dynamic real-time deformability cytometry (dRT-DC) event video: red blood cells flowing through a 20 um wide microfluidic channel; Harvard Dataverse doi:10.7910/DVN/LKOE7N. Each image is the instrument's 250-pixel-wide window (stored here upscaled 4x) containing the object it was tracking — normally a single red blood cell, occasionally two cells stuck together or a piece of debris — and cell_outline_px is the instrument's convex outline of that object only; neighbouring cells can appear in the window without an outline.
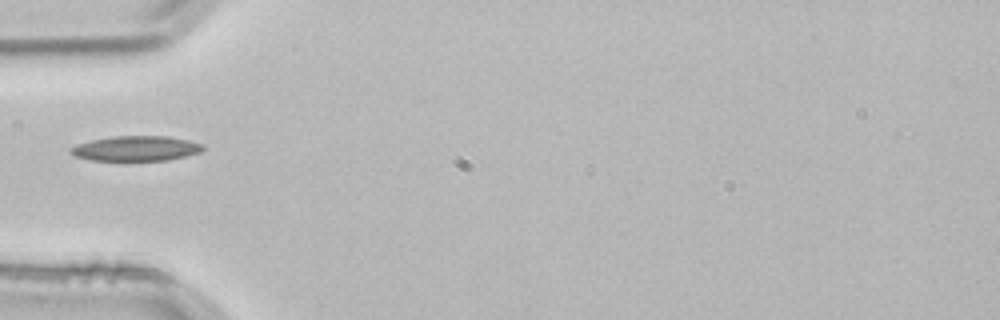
{"species": "common noctule bat (a hibernating species)", "species_latin": "Nyctalus noctula", "temperature_condition": "room temperature", "stored_images_in_passage": 1, "camera_frame_rate_fps": 3000, "um_per_image_px": 0.085, "animal": {"sex": "male", "body_mass_g": 21.5, "forearm_length_mm": 52.0}, "frame": {"image": 1, "passage_image": 1, "time_ms": 0.0, "image_size_px": [1000, 320], "cell_outline_px": [[204, 148], [200, 152], [168, 160], [128, 164], [92, 160], [76, 156], [68, 152], [68, 148], [76, 144], [92, 140], [112, 136], [168, 136], [188, 140], [204, 144]], "centroid_in_image_um": [11.51, 12.67], "position_along_channel_um": 73.5, "area_um2": 20.35}}